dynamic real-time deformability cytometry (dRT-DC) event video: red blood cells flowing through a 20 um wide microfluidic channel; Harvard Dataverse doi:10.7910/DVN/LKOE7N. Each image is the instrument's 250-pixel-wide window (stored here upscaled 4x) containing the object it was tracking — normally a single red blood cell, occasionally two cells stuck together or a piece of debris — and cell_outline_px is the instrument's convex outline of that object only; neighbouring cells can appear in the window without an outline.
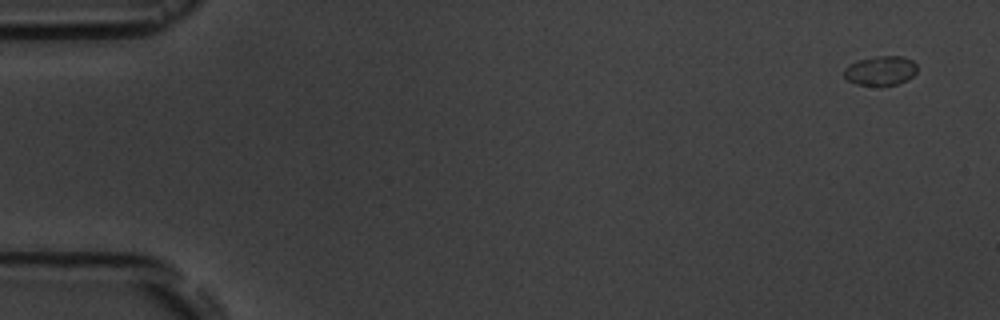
{"species": "common noctule bat (a hibernating species)", "species_latin": "Nyctalus noctula", "temperature_condition": "room temperature", "stored_images_in_passage": 4, "camera_frame_rate_fps": 3000, "um_per_image_px": 0.085, "animal": {"sex": "male", "body_mass_g": 19.5, "forearm_length_mm": 54.6}, "frame": {"image": 1, "passage_image": 1, "time_ms": 0.0, "image_size_px": [1000, 320], "cell_outline_px": [[916, 72], [908, 80], [896, 84], [856, 84], [848, 80], [844, 76], [844, 68], [848, 64], [860, 60], [880, 56], [904, 56], [912, 60], [916, 64]], "centroid_in_image_um": [74.86, 5.99], "position_along_channel_um": 10.1, "area_um2": 12.25}}
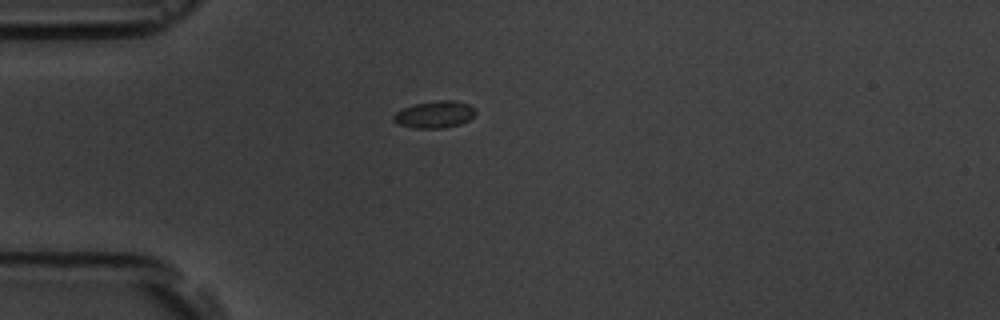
{"frame": {"image": 2, "passage_image": 4, "time_ms": 4.333, "image_size_px": [1000, 320], "cell_outline_px": [[476, 112], [468, 120], [460, 124], [444, 128], [416, 128], [400, 124], [392, 120], [392, 116], [396, 112], [404, 108], [416, 104], [440, 100], [452, 100], [468, 104]], "centroid_in_image_um": [36.93, 9.73], "position_along_channel_um": 48.1, "area_um2": 12.6}}